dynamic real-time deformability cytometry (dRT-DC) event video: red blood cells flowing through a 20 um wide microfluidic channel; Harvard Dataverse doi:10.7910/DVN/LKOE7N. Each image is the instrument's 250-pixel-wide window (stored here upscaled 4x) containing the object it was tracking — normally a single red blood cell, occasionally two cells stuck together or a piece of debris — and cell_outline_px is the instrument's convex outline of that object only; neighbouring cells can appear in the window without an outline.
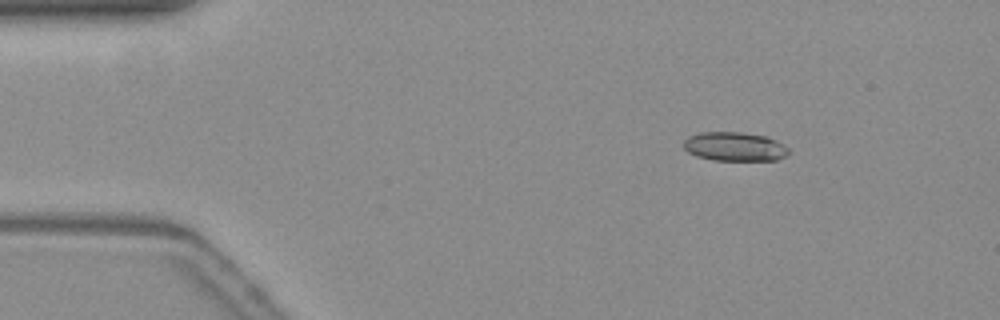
{"species": "common noctule bat (a hibernating species)", "species_latin": "Nyctalus noctula", "temperature_condition": "warm", "stored_images_in_passage": 8, "camera_frame_rate_fps": 3000, "um_per_image_px": 0.085, "animal": {"sex": "female", "body_mass_g": 19.3, "forearm_length_mm": 54.1}, "frame": {"image": 1, "passage_image": 1, "time_ms": 0.0, "image_size_px": [1000, 320], "cell_outline_px": [[792, 152], [776, 160], [712, 160], [696, 156], [688, 152], [684, 148], [684, 140], [688, 136], [700, 132], [740, 132], [764, 136], [788, 148]], "centroid_in_image_um": [62.4, 12.46], "position_along_channel_um": 22.6, "area_um2": 17.57}}